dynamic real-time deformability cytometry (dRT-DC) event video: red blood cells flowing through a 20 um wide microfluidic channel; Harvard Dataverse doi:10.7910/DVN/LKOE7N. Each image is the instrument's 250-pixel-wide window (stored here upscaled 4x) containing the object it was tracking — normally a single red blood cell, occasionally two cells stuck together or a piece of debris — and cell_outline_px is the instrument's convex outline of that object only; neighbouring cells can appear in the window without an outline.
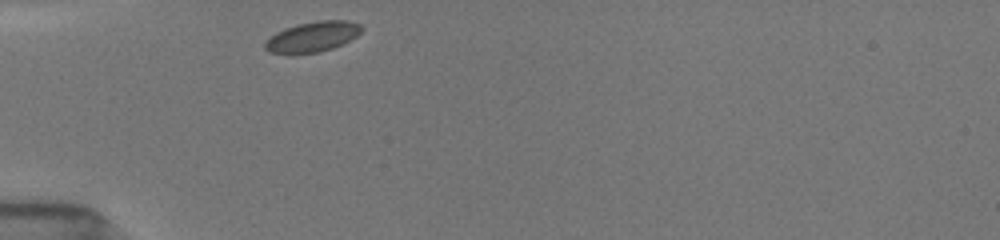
{"species": "common noctule bat (a hibernating species)", "species_latin": "Nyctalus noctula", "temperature_condition": "room temperature", "stored_images_in_passage": 1, "camera_frame_rate_fps": 3000, "um_per_image_px": 0.085, "animal": {"sex": "female", "body_mass_g": 19.5, "forearm_length_mm": 54.1}, "frame": {"image": 1, "passage_image": 1, "time_ms": 0.0, "image_size_px": [1000, 240], "cell_outline_px": [[364, 28], [356, 36], [332, 48], [320, 52], [268, 52], [264, 48], [264, 44], [276, 32], [284, 28], [316, 20], [348, 20], [360, 24]], "centroid_in_image_um": [26.6, 3.09], "position_along_channel_um": 58.4, "area_um2": 16.59}}